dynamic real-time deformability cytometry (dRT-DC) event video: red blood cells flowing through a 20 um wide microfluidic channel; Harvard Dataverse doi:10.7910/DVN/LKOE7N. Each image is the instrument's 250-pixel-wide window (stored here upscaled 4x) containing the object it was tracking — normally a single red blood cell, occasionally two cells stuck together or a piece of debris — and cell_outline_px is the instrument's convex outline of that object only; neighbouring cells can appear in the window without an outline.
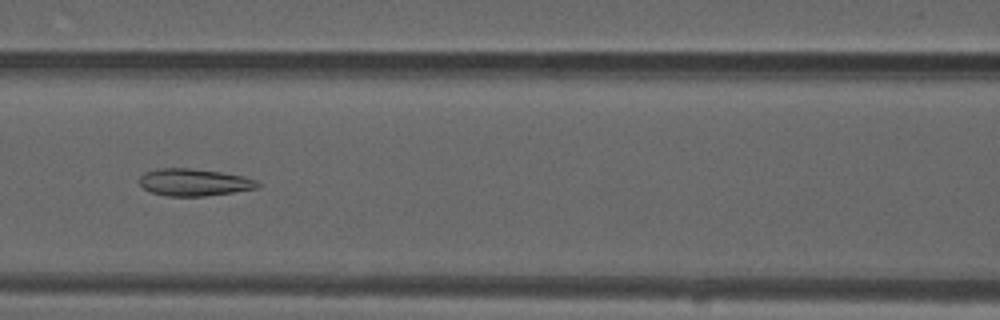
{"species": "common noctule bat (a hibernating species)", "species_latin": "Nyctalus noctula", "temperature_condition": "warm", "stored_images_in_passage": 54, "camera_frame_rate_fps": 3000, "um_per_image_px": 0.085, "animal": {"sex": "male", "forearm_length_mm": 52.5}, "frame": {"image": 1, "passage_image": 24, "time_ms": 7.667, "image_size_px": [1000, 320], "cell_outline_px": [[260, 188], [204, 196], [168, 196], [152, 192], [144, 188], [140, 184], [140, 176], [144, 172], [156, 168], [192, 168], [220, 172], [244, 176], [256, 180], [260, 184]], "centroid_in_image_um": [16.5, 15.49], "position_along_channel_um": 150.1, "area_um2": 18.73}}
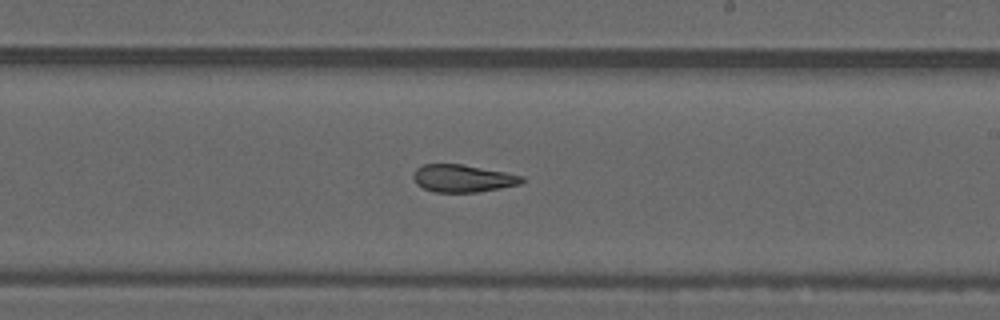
{"frame": {"image": 2, "passage_image": 32, "time_ms": 10.333, "image_size_px": [1000, 320], "cell_outline_px": [[524, 180], [520, 184], [500, 188], [476, 192], [432, 192], [416, 184], [412, 176], [416, 168], [424, 164], [464, 164], [524, 176]], "centroid_in_image_um": [39.31, 15.16], "position_along_channel_um": 249.7, "area_um2": 17.4}}
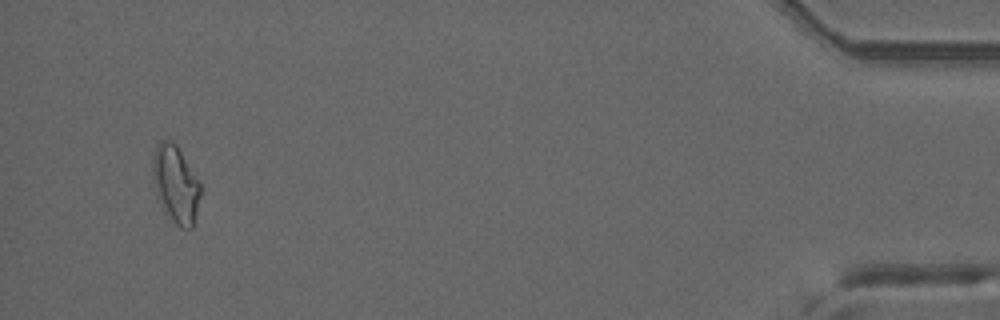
{"frame": {"image": 3, "passage_image": 52, "time_ms": 17.0, "image_size_px": [1000, 320], "cell_outline_px": [[200, 196], [192, 228], [180, 228], [164, 212], [156, 196], [152, 176], [152, 156], [156, 144], [160, 140], [172, 140], [176, 144], [200, 184]], "centroid_in_image_um": [14.88, 15.64], "position_along_channel_um": 420.3, "area_um2": 21.5}, "authors_computed_cell_mechanics": {"area_um2": 19.5075, "velocity_mm_per_s": 3.7448, "shape_relaxation_time_tau1_ms": null, "shape_relaxation_time_tau2_ms": 4.0932, "deformation_change_tau1": null, "deformation_change_tau2": 0.1228}}